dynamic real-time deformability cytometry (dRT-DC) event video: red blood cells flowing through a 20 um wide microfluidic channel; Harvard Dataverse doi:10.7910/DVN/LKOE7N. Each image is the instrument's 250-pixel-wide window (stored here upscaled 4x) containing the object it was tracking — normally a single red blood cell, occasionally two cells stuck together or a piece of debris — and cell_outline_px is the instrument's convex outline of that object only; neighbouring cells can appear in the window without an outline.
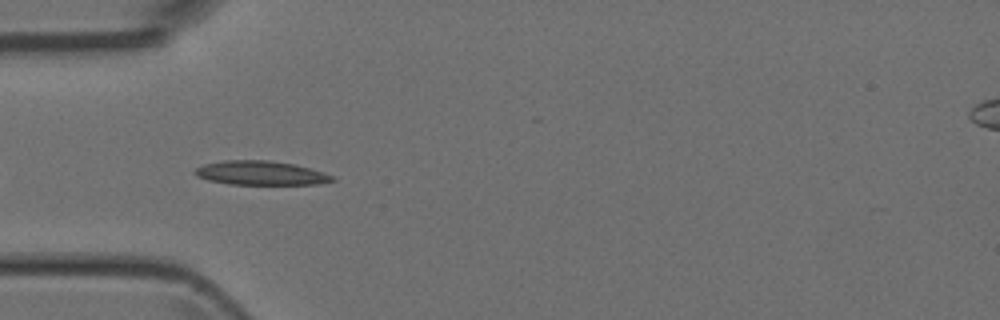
{"species": "Egyptian fruit bat (a non-hibernating species)", "species_latin": "Rousettus aegyptiacus", "temperature_condition": "room temperature", "stored_images_in_passage": 37, "camera_frame_rate_fps": 3000, "um_per_image_px": 0.085, "animal": {"sex": "female"}, "frame": {"image": 1, "passage_image": 3, "time_ms": 0.667, "image_size_px": [1000, 320], "cell_outline_px": [[336, 180], [320, 184], [228, 184], [208, 180], [196, 176], [192, 172], [196, 168], [204, 164], [224, 160], [268, 160], [296, 164], [324, 172], [336, 176]], "centroid_in_image_um": [22.19, 14.7], "position_along_channel_um": 62.8, "area_um2": 19.48}}
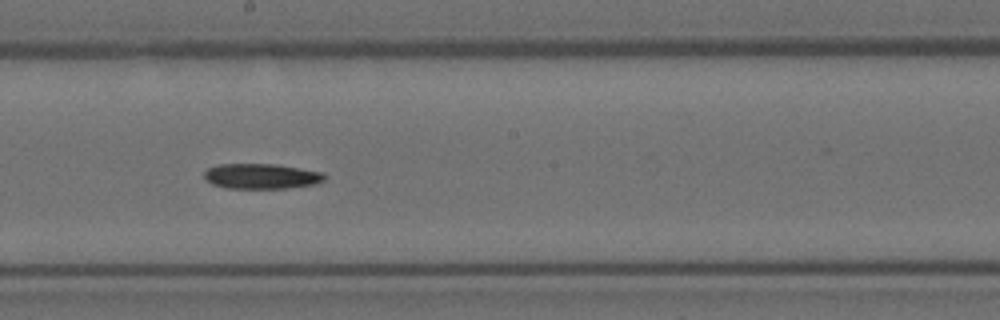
{"frame": {"image": 2, "passage_image": 15, "time_ms": 4.667, "image_size_px": [1000, 320], "cell_outline_px": [[324, 180], [316, 184], [288, 188], [228, 188], [212, 184], [204, 176], [204, 172], [208, 168], [220, 164], [276, 164], [324, 172]], "centroid_in_image_um": [22.24, 14.97], "position_along_channel_um": 226.0, "area_um2": 17.63}}
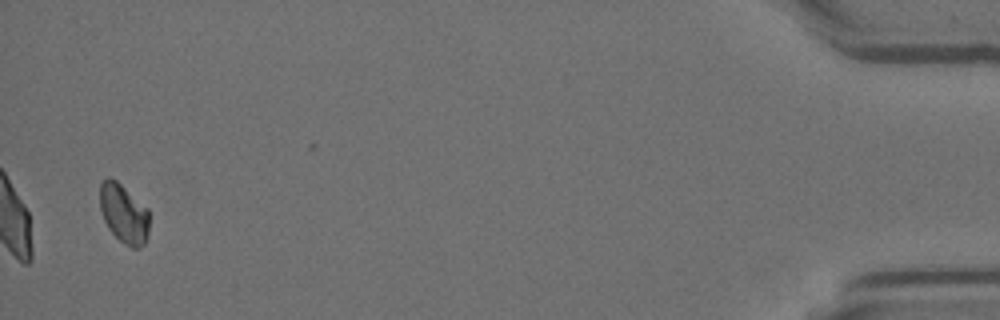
{"frame": {"image": 3, "passage_image": 36, "time_ms": 11.667, "image_size_px": [1000, 320], "cell_outline_px": [[148, 236], [144, 244], [140, 248], [132, 248], [124, 244], [108, 228], [104, 220], [100, 208], [100, 184], [108, 176], [112, 176], [148, 208]], "centroid_in_image_um": [10.52, 18.14], "position_along_channel_um": 424.7, "area_um2": 17.11}}